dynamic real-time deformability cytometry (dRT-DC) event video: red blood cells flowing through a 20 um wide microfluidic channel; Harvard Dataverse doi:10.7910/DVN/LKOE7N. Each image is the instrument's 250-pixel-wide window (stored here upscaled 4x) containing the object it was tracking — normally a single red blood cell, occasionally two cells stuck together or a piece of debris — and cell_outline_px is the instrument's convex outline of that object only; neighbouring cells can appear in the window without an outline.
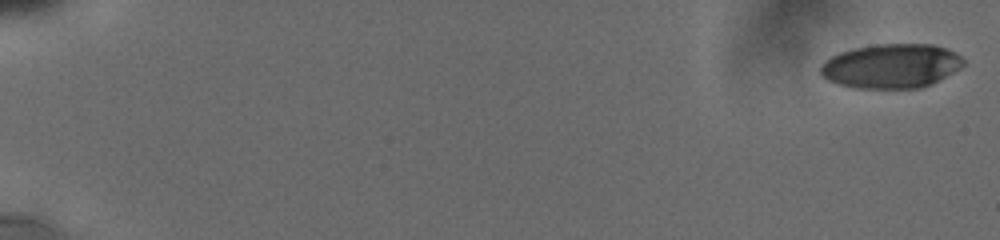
{"species": "human", "species_latin": "Homo sapiens", "temperature_condition": "cold", "stored_images_in_passage": 20, "camera_frame_rate_fps": 3000, "um_per_image_px": 0.085, "donor": {"sex": "male"}, "frame": {"image": 1, "passage_image": 1, "time_ms": 0.0, "image_size_px": [1000, 240], "cell_outline_px": [[964, 64], [960, 68], [932, 84], [920, 88], [856, 88], [840, 84], [828, 80], [820, 72], [820, 64], [832, 56], [840, 52], [856, 48], [876, 44], [932, 44], [948, 48], [960, 56], [964, 60]], "centroid_in_image_um": [75.77, 5.61], "position_along_channel_um": 9.2, "area_um2": 36.82}}
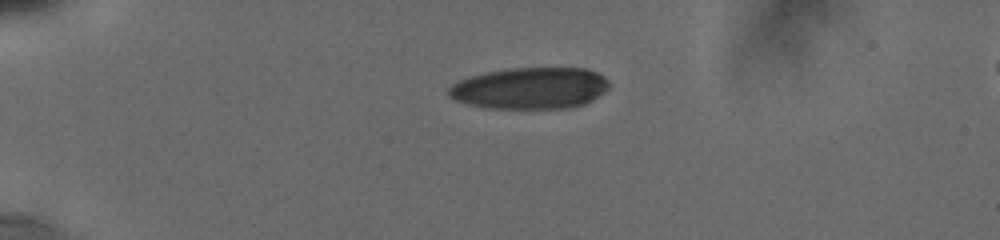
{"frame": {"image": 2, "passage_image": 12, "time_ms": 4.667, "image_size_px": [1000, 240], "cell_outline_px": [[608, 88], [604, 92], [592, 100], [584, 104], [572, 108], [488, 108], [468, 104], [456, 100], [448, 96], [448, 88], [452, 84], [460, 80], [472, 76], [488, 72], [508, 68], [584, 68], [596, 72], [604, 76], [608, 80]], "centroid_in_image_um": [45.07, 7.5], "position_along_channel_um": 39.9, "area_um2": 38.78}}
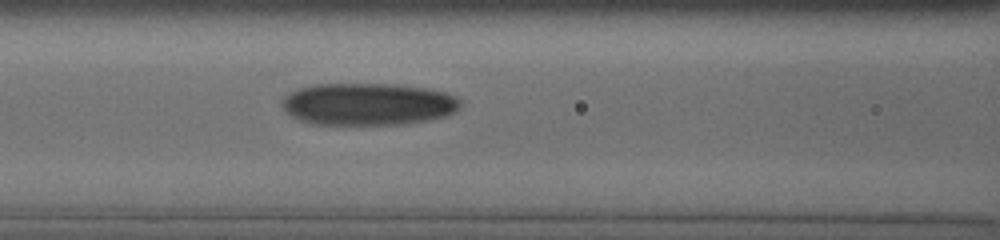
{"frame": {"image": 3, "passage_image": 20, "time_ms": 8.667, "image_size_px": [1000, 240], "cell_outline_px": [[460, 108], [456, 112], [448, 116], [428, 120], [404, 124], [316, 124], [300, 120], [292, 116], [284, 108], [284, 96], [300, 88], [316, 84], [396, 84], [424, 88], [444, 92], [456, 96], [460, 100]], "centroid_in_image_um": [31.35, 8.85], "position_along_channel_um": 135.3, "area_um2": 43.7}}